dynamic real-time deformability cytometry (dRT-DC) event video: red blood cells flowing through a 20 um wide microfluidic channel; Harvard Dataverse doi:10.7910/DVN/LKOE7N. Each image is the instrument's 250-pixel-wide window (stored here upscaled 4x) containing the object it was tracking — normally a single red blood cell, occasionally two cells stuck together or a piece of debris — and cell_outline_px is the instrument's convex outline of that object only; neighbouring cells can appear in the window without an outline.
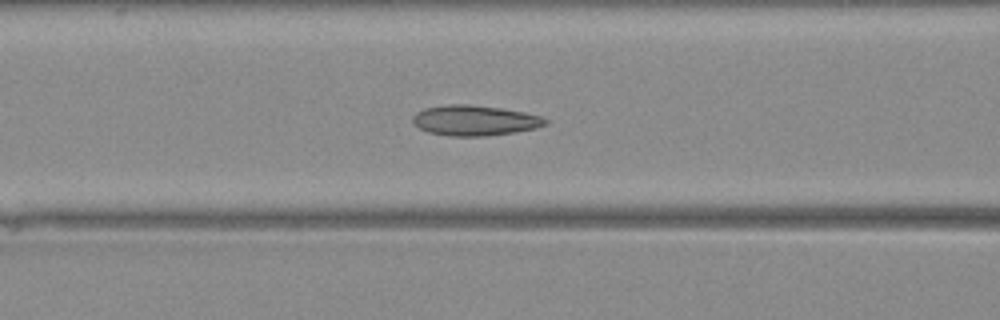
{"species": "Egyptian fruit bat (a non-hibernating species)", "species_latin": "Rousettus aegyptiacus", "temperature_condition": "warm", "stored_images_in_passage": 43, "camera_frame_rate_fps": 3000, "um_per_image_px": 0.085, "animal": {"sex": "female"}, "frame": {"image": 1, "passage_image": 17, "time_ms": 5.333, "image_size_px": [1000, 320], "cell_outline_px": [[548, 124], [536, 128], [512, 132], [484, 136], [448, 136], [428, 132], [420, 128], [412, 120], [412, 116], [416, 112], [424, 108], [448, 104], [472, 104], [500, 108], [524, 112], [540, 116], [548, 120]], "centroid_in_image_um": [40.34, 10.23], "position_along_channel_um": 126.3, "area_um2": 23.41}}
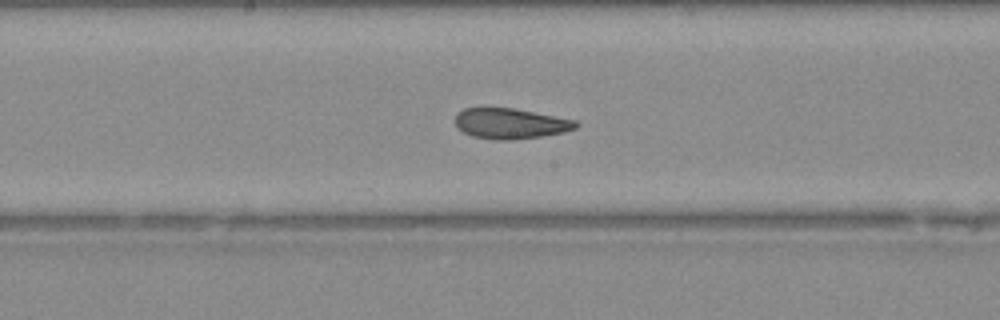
{"frame": {"image": 2, "passage_image": 22, "time_ms": 7.0, "image_size_px": [1000, 320], "cell_outline_px": [[580, 124], [576, 128], [564, 132], [540, 136], [512, 140], [492, 140], [472, 136], [456, 128], [456, 116], [464, 108], [512, 108], [576, 120]], "centroid_in_image_um": [43.39, 10.51], "position_along_channel_um": 204.8, "area_um2": 21.33}}
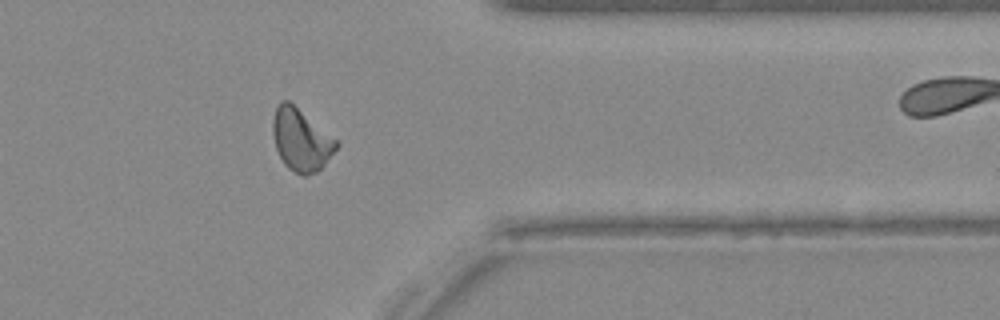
{"frame": {"image": 3, "passage_image": 34, "time_ms": 11.0, "image_size_px": [1000, 320], "cell_outline_px": [[340, 144], [324, 164], [316, 172], [308, 176], [304, 176], [288, 168], [284, 164], [276, 148], [272, 132], [272, 120], [276, 108], [280, 100], [288, 100], [336, 140]], "centroid_in_image_um": [25.56, 11.89], "position_along_channel_um": 385.8, "area_um2": 22.6}}